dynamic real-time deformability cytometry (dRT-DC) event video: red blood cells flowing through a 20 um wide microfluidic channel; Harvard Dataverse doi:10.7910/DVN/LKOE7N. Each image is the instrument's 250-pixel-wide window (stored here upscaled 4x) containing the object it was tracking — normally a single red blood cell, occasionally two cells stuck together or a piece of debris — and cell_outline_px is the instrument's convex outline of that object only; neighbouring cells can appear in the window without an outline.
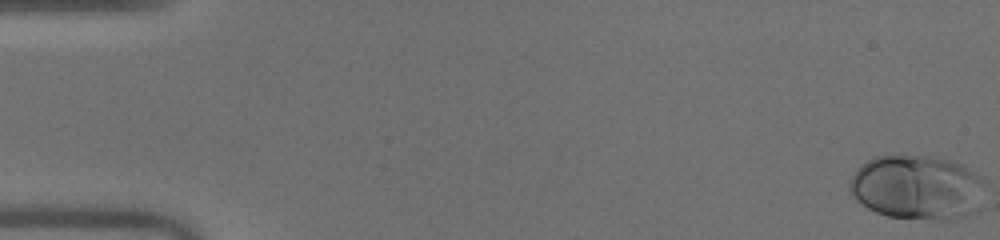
{"species": "human", "species_latin": "Homo sapiens", "temperature_condition": "warm", "stored_images_in_passage": 51, "camera_frame_rate_fps": 3000, "um_per_image_px": 0.085, "donor": {"sex": "male"}, "frame": {"image": 1, "passage_image": 1, "time_ms": 0.0, "image_size_px": [1000, 240], "cell_outline_px": [[984, 184], [976, 212], [956, 220], [948, 220], [888, 216], [876, 212], [868, 208], [856, 200], [852, 196], [848, 188], [848, 180], [856, 168], [868, 160], [876, 156], [900, 152], [932, 156], [952, 160], [964, 164], [980, 176], [984, 180]], "centroid_in_image_um": [77.93, 15.88], "position_along_channel_um": 7.1, "area_um2": 52.14}}
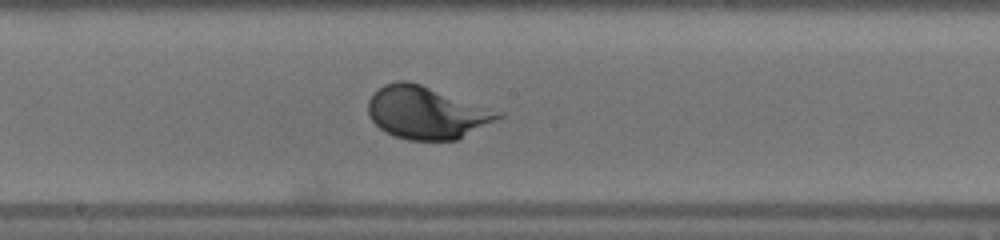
{"frame": {"image": 2, "passage_image": 28, "time_ms": 9.0, "image_size_px": [1000, 240], "cell_outline_px": [[504, 116], [456, 140], [408, 140], [384, 132], [372, 120], [368, 112], [368, 100], [372, 92], [384, 84], [396, 80], [408, 80], [504, 112]], "centroid_in_image_um": [36.23, 9.56], "position_along_channel_um": 212.0, "area_um2": 39.77}}
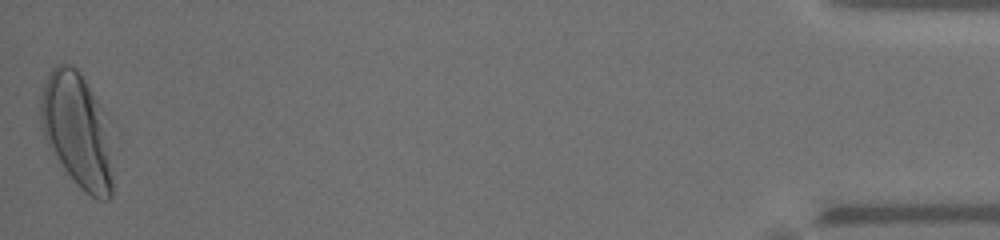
{"frame": {"image": 3, "passage_image": 51, "time_ms": 16.667, "image_size_px": [1000, 240], "cell_outline_px": [[112, 196], [108, 200], [96, 200], [84, 192], [76, 184], [64, 168], [48, 144], [44, 136], [40, 120], [40, 96], [48, 72], [56, 64], [72, 64], [80, 72], [96, 100], [108, 148], [112, 176]], "centroid_in_image_um": [6.47, 11.09], "position_along_channel_um": 428.7, "area_um2": 46.47}}